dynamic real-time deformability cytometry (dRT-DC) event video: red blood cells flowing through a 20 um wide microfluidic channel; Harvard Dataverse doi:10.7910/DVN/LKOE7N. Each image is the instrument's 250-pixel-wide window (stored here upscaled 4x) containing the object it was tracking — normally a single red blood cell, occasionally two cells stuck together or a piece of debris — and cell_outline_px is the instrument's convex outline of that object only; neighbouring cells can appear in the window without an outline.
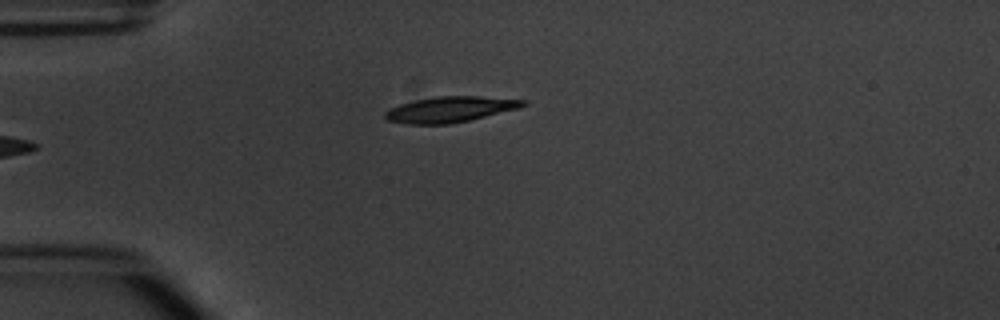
{"species": "common noctule bat (a hibernating species)", "species_latin": "Nyctalus noctula", "temperature_condition": "warm", "stored_images_in_passage": 5, "camera_frame_rate_fps": 3000, "um_per_image_px": 0.085, "animal": {"sex": "male", "body_mass_g": 20.1, "forearm_length_mm": 53.5}, "frame": {"image": 1, "passage_image": 5, "time_ms": 5.667, "image_size_px": [1000, 320], "cell_outline_px": [[528, 100], [520, 108], [452, 124], [408, 124], [388, 120], [384, 116], [384, 112], [400, 104], [416, 100], [436, 96], [476, 96]], "centroid_in_image_um": [38.27, 9.3], "position_along_channel_um": 46.7, "area_um2": 20.46}}